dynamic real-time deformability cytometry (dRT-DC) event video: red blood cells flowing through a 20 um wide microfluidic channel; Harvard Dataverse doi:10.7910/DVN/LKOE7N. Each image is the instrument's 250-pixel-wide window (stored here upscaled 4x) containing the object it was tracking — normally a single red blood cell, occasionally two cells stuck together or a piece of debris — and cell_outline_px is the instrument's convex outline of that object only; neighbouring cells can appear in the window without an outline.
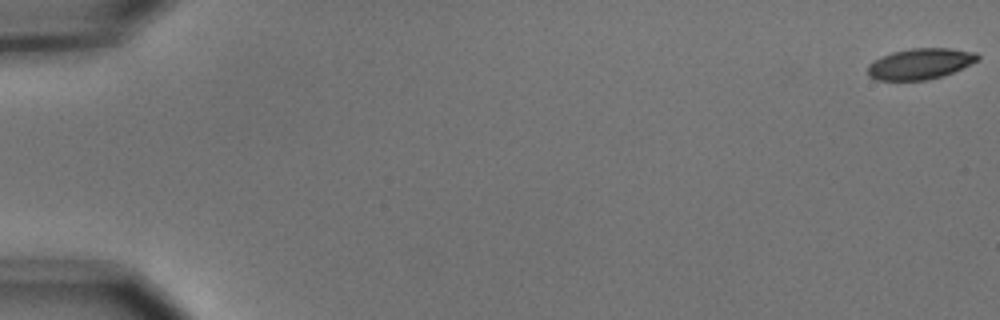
{"species": "common noctule bat (a hibernating species)", "species_latin": "Nyctalus noctula", "temperature_condition": "cold", "stored_images_in_passage": 4, "camera_frame_rate_fps": 3000, "um_per_image_px": 0.085, "animal": {"sex": "male", "body_mass_g": 15.6}, "frame": {"image": 1, "passage_image": 1, "time_ms": 0.0, "image_size_px": [1000, 320], "cell_outline_px": [[980, 60], [952, 72], [928, 80], [876, 80], [868, 76], [868, 64], [872, 60], [880, 56], [892, 52], [912, 48], [948, 48], [976, 52], [980, 56]], "centroid_in_image_um": [78.19, 5.41], "position_along_channel_um": 6.8, "area_um2": 19.88}}